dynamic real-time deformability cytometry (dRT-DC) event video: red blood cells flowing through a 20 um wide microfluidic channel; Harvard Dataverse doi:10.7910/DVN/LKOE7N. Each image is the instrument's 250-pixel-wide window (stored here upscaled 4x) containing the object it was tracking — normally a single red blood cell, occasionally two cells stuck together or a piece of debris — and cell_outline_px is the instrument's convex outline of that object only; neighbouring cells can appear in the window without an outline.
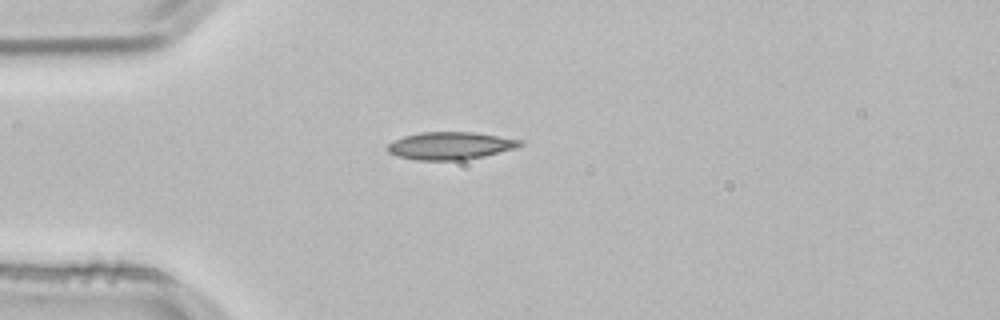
{"species": "common noctule bat (a hibernating species)", "species_latin": "Nyctalus noctula", "temperature_condition": "room temperature", "stored_images_in_passage": 40, "camera_frame_rate_fps": 3000, "um_per_image_px": 0.085, "animal": {"sex": "male", "body_mass_g": 21.5, "forearm_length_mm": 52.0}, "frame": {"image": 1, "passage_image": 1, "time_ms": 0.0, "image_size_px": [1000, 320], "cell_outline_px": [[524, 144], [516, 148], [484, 156], [464, 160], [416, 160], [396, 156], [388, 152], [388, 144], [404, 136], [420, 132], [472, 132], [524, 140]], "centroid_in_image_um": [38.3, 12.39], "position_along_channel_um": 46.7, "area_um2": 21.27}}
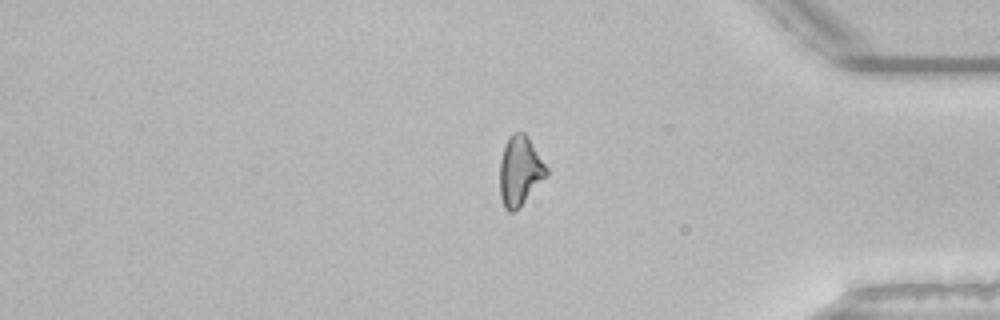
{"frame": {"image": 2, "passage_image": 31, "time_ms": 10.0, "image_size_px": [1000, 320], "cell_outline_px": [[548, 176], [520, 208], [516, 212], [508, 212], [504, 208], [500, 196], [500, 160], [504, 144], [508, 136], [512, 132], [524, 132], [528, 136], [548, 168]], "centroid_in_image_um": [44.2, 14.55], "position_along_channel_um": 391.0, "area_um2": 19.48}}
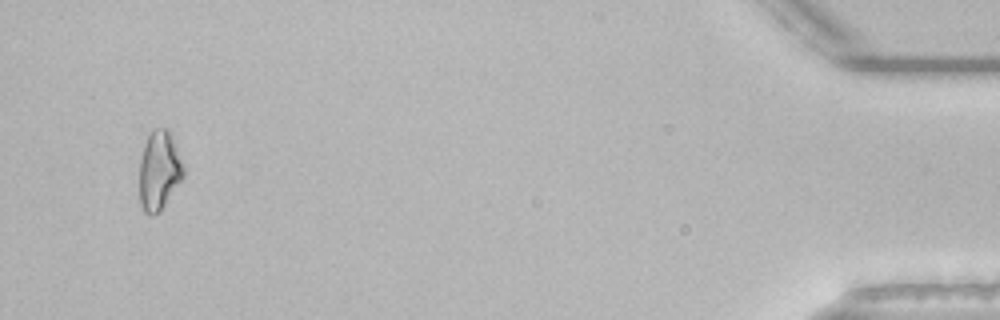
{"frame": {"image": 3, "passage_image": 38, "time_ms": 12.333, "image_size_px": [1000, 320], "cell_outline_px": [[184, 176], [160, 212], [152, 216], [148, 216], [144, 212], [140, 204], [140, 156], [144, 144], [152, 128], [168, 128], [184, 164]], "centroid_in_image_um": [13.53, 14.51], "position_along_channel_um": 421.7, "area_um2": 20.58}, "authors_computed_cell_mechanics": {"area_um2": 19.3052, "velocity_mm_per_s": 3.836, "shape_relaxation_time_tau1_ms": 10.7163, "shape_relaxation_time_tau2_ms": 6.1413, "deformation_change_tau1": 0.2098, "deformation_change_tau2": 0.1288}}